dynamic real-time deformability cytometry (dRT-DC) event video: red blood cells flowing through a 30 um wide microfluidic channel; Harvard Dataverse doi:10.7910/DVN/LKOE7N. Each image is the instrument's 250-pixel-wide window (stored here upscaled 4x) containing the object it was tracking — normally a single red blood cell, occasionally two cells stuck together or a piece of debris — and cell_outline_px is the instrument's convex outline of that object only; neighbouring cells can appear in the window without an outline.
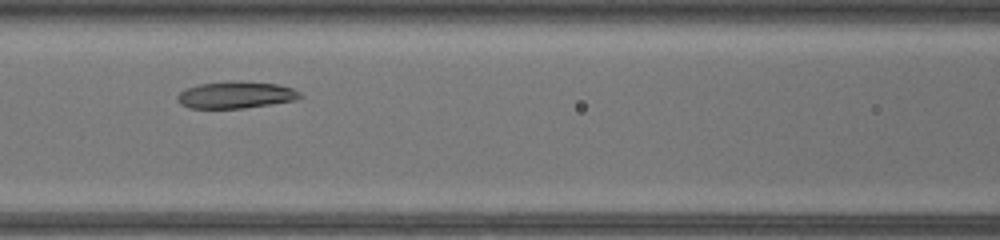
{"species": "common noctule bat (a hibernating species)", "species_latin": "Nyctalus noctula", "temperature_condition": "warm", "stored_images_in_passage": 19, "camera_frame_rate_fps": 3000, "um_per_image_px": 0.085, "animal": {"sex": "female", "body_mass_g": 17.0, "forearm_length_mm": 48.0}, "frame": {"image": 1, "passage_image": 6, "time_ms": 1.667, "image_size_px": [1000, 240], "cell_outline_px": [[304, 96], [296, 100], [244, 108], [188, 108], [180, 104], [176, 100], [176, 96], [184, 88], [196, 84], [236, 80], [244, 80], [276, 84], [292, 88], [300, 92]], "centroid_in_image_um": [20.01, 8.05], "position_along_channel_um": 146.6, "area_um2": 19.59}}
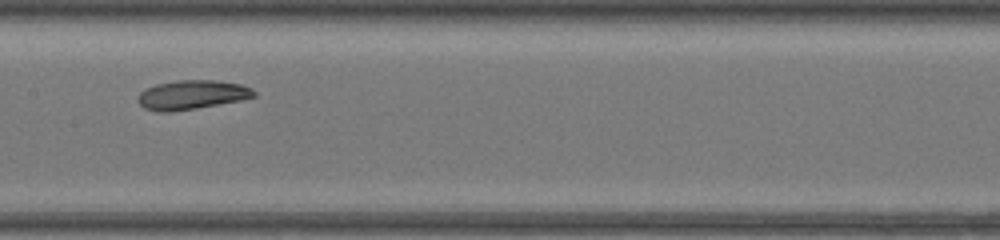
{"frame": {"image": 2, "passage_image": 9, "time_ms": 2.667, "image_size_px": [1000, 240], "cell_outline_px": [[256, 96], [240, 100], [196, 108], [168, 112], [160, 112], [144, 108], [136, 100], [140, 92], [144, 88], [156, 84], [176, 80], [216, 80], [240, 84], [252, 88], [256, 92]], "centroid_in_image_um": [16.28, 8.05], "position_along_channel_um": 191.1, "area_um2": 19.77}}
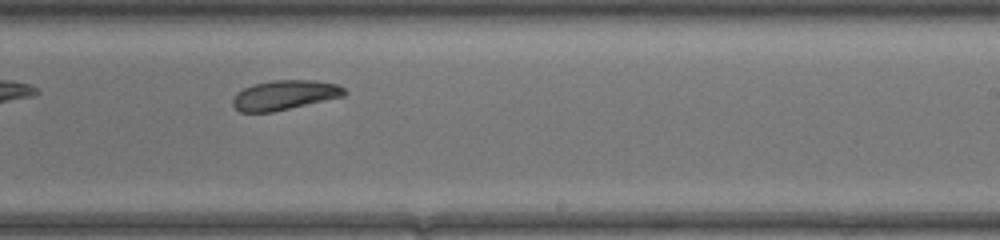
{"frame": {"image": 3, "passage_image": 14, "time_ms": 4.333, "image_size_px": [1000, 240], "cell_outline_px": [[348, 92], [344, 96], [272, 112], [240, 112], [232, 104], [232, 100], [236, 92], [252, 84], [272, 80], [316, 80], [336, 84], [344, 88]], "centroid_in_image_um": [24.18, 8.07], "position_along_channel_um": 264.8, "area_um2": 19.31}}